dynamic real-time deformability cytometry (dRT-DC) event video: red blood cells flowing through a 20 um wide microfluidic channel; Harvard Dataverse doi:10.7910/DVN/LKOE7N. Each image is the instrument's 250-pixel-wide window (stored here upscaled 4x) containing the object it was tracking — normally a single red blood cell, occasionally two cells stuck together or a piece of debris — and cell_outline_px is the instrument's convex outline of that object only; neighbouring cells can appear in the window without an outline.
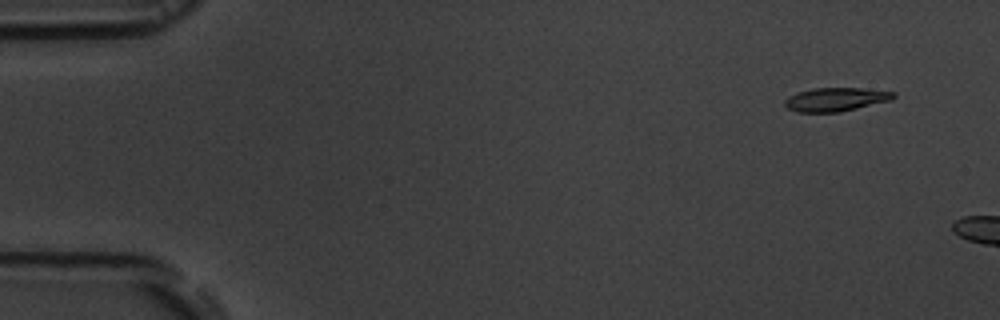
{"species": "common noctule bat (a hibernating species)", "species_latin": "Nyctalus noctula", "temperature_condition": "room temperature", "stored_images_in_passage": 6, "segment_of_instrument_passage": [2, 2], "camera_frame_rate_fps": 3000, "um_per_image_px": 0.085, "animal": {"sex": "male", "body_mass_g": 19.5, "forearm_length_mm": 54.6}, "frame": {"image": 1, "passage_image": 6, "time_ms": 6.333, "image_size_px": [1000, 320], "cell_outline_px": [[896, 96], [892, 100], [840, 112], [796, 112], [788, 108], [784, 104], [784, 100], [788, 96], [796, 92], [812, 88], [860, 88], [896, 92]], "centroid_in_image_um": [71.03, 8.45], "position_along_channel_um": 14.0, "area_um2": 15.09}}